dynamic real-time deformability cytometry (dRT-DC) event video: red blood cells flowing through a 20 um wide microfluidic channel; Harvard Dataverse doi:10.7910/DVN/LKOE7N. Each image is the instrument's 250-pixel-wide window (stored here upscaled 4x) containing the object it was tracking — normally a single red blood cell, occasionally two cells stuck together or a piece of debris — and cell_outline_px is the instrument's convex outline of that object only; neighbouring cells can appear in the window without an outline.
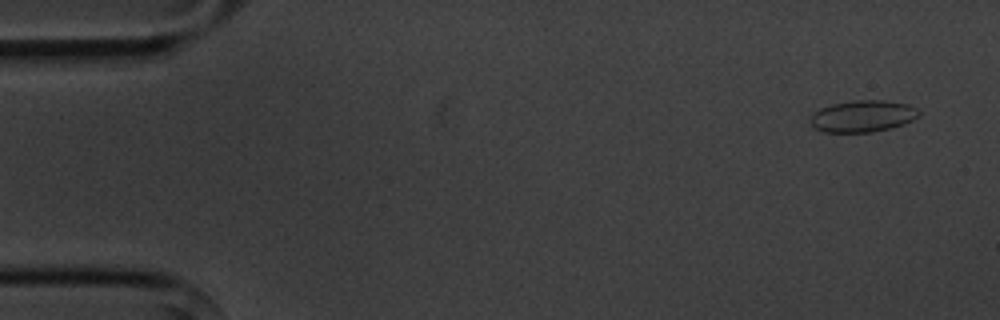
{"species": "common noctule bat (a hibernating species)", "species_latin": "Nyctalus noctula", "temperature_condition": "cold", "stored_images_in_passage": 14, "camera_frame_rate_fps": 3000, "um_per_image_px": 0.085, "animal": {"sex": "male", "body_mass_g": 20.1, "forearm_length_mm": 53.5}, "frame": {"image": 1, "passage_image": 1, "time_ms": 0.0, "image_size_px": [1000, 320], "cell_outline_px": [[920, 112], [912, 120], [904, 124], [892, 128], [872, 132], [824, 132], [812, 128], [808, 120], [812, 112], [820, 108], [832, 104], [852, 100], [884, 100], [908, 104], [916, 108]], "centroid_in_image_um": [73.27, 9.88], "position_along_channel_um": 11.7, "area_um2": 20.35}}
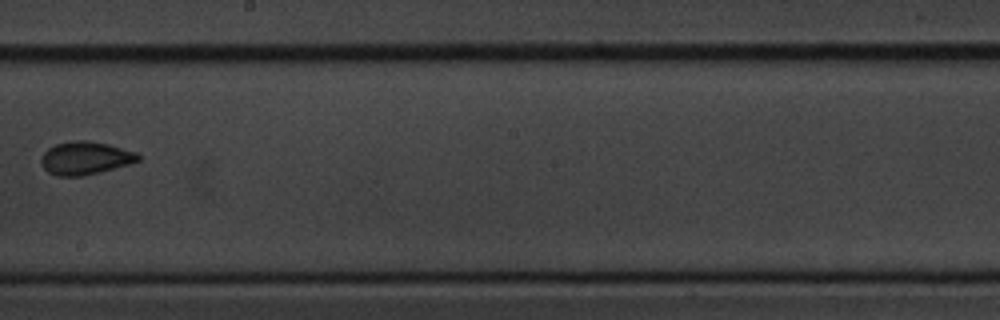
{"frame": {"image": 2, "passage_image": 8, "time_ms": 9.333, "image_size_px": [1000, 320], "cell_outline_px": [[140, 160], [128, 164], [100, 172], [84, 176], [56, 176], [48, 172], [40, 164], [40, 156], [48, 148], [56, 144], [72, 140], [84, 140], [108, 144], [136, 152], [140, 156]], "centroid_in_image_um": [7.21, 13.44], "position_along_channel_um": 241.0, "area_um2": 18.73}}
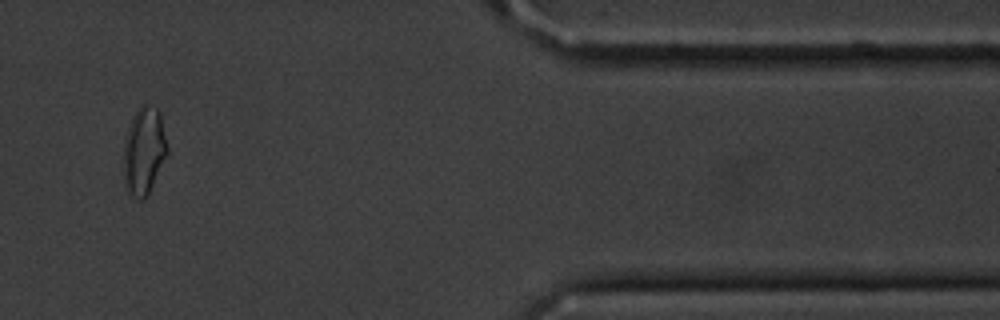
{"frame": {"image": 3, "passage_image": 12, "time_ms": 14.667, "image_size_px": [1000, 320], "cell_outline_px": [[168, 152], [148, 196], [144, 200], [140, 200], [128, 196], [124, 184], [124, 144], [128, 128], [132, 116], [144, 104], [156, 108], [160, 112], [168, 148]], "centroid_in_image_um": [12.23, 12.9], "position_along_channel_um": 399.2, "area_um2": 22.43}, "authors_computed_cell_mechanics": {"area_um2": 18.496, "velocity_mm_per_s": 3.6514, "shape_relaxation_time_tau1_ms": null, "shape_relaxation_time_tau2_ms": 4.6237, "deformation_change_tau1": null, "deformation_change_tau2": 0.0563}}